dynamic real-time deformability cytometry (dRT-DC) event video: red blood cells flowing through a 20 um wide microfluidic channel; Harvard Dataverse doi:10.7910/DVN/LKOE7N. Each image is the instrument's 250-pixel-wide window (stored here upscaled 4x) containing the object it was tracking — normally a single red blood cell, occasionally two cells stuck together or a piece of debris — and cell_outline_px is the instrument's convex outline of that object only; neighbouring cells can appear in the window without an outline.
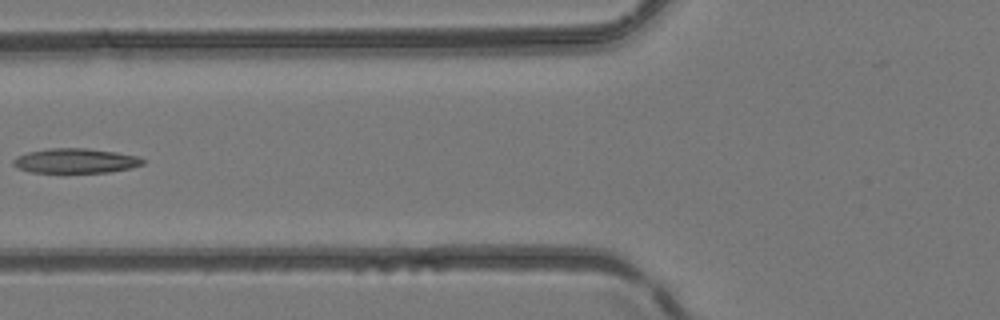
{"species": "common noctule bat (a hibernating species)", "species_latin": "Nyctalus noctula", "temperature_condition": "room temperature", "stored_images_in_passage": 5, "camera_frame_rate_fps": 3000, "um_per_image_px": 0.085, "animal": {"sex": "female", "body_mass_g": 24.6, "forearm_length_mm": 56.2}, "frame": {"image": 1, "passage_image": 5, "time_ms": 1.333, "image_size_px": [1000, 320], "cell_outline_px": [[144, 164], [132, 168], [108, 172], [32, 172], [16, 168], [12, 164], [12, 160], [16, 156], [28, 152], [48, 148], [88, 148], [116, 152], [140, 156], [144, 160]], "centroid_in_image_um": [6.42, 13.66], "position_along_channel_um": 119.4, "area_um2": 18.79}}